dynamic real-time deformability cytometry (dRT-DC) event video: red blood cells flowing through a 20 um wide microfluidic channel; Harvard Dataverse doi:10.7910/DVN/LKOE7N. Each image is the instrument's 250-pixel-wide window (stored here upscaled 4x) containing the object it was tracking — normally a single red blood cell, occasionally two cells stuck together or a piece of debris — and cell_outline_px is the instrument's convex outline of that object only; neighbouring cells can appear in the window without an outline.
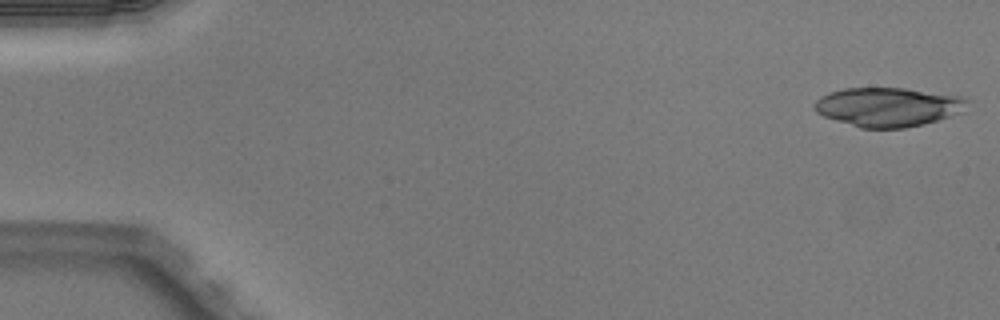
{"species": "Egyptian fruit bat (a non-hibernating species)", "species_latin": "Rousettus aegyptiacus", "temperature_condition": "warm", "stored_images_in_passage": 49, "camera_frame_rate_fps": 3000, "um_per_image_px": 0.085, "animal": {"sex": "male"}, "frame": {"image": 1, "passage_image": 1, "time_ms": 0.0, "image_size_px": [1000, 320], "cell_outline_px": [[972, 100], [964, 112], [924, 124], [904, 128], [860, 128], [824, 116], [816, 112], [812, 104], [820, 96], [828, 92], [844, 88], [904, 88], [964, 96]], "centroid_in_image_um": [75.53, 9.08], "position_along_channel_um": 9.5, "area_um2": 35.26}}